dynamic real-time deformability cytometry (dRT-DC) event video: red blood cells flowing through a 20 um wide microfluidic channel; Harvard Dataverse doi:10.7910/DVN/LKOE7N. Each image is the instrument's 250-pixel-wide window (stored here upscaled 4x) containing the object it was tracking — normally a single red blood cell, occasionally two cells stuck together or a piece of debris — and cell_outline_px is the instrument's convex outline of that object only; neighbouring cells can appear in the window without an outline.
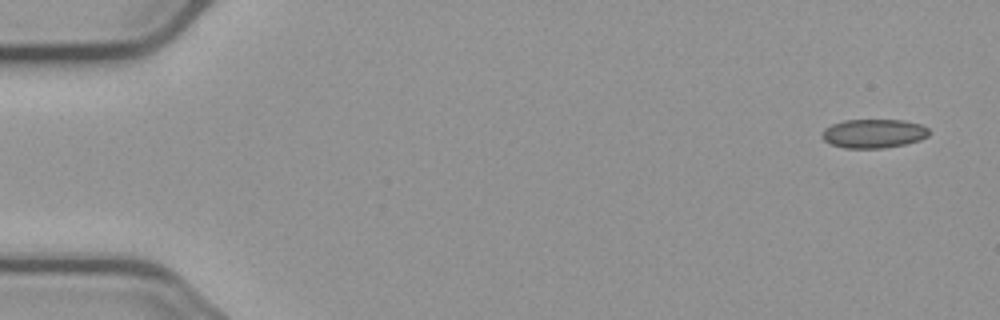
{"species": "common noctule bat (a hibernating species)", "species_latin": "Nyctalus noctula", "temperature_condition": "cold", "stored_images_in_passage": 4, "camera_frame_rate_fps": 3000, "um_per_image_px": 0.085, "animal": {"sex": "male", "body_mass_g": 23.1, "forearm_length_mm": 52.7}, "frame": {"image": 1, "passage_image": 1, "time_ms": 0.0, "image_size_px": [1000, 320], "cell_outline_px": [[932, 132], [928, 136], [920, 140], [904, 144], [884, 148], [844, 148], [832, 144], [824, 140], [820, 136], [824, 128], [832, 124], [844, 120], [904, 120], [920, 124], [928, 128]], "centroid_in_image_um": [74.27, 11.34], "position_along_channel_um": 10.7, "area_um2": 18.15}}
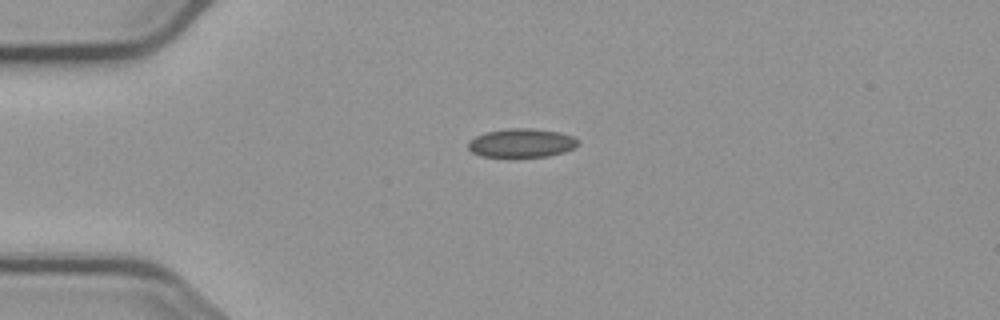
{"frame": {"image": 2, "passage_image": 4, "time_ms": 3.667, "image_size_px": [1000, 320], "cell_outline_px": [[580, 144], [564, 152], [548, 156], [508, 160], [480, 156], [472, 152], [468, 148], [468, 140], [484, 132], [508, 128], [532, 128], [560, 132], [572, 136], [580, 140]], "centroid_in_image_um": [44.29, 12.2], "position_along_channel_um": 40.7, "area_um2": 19.42}}